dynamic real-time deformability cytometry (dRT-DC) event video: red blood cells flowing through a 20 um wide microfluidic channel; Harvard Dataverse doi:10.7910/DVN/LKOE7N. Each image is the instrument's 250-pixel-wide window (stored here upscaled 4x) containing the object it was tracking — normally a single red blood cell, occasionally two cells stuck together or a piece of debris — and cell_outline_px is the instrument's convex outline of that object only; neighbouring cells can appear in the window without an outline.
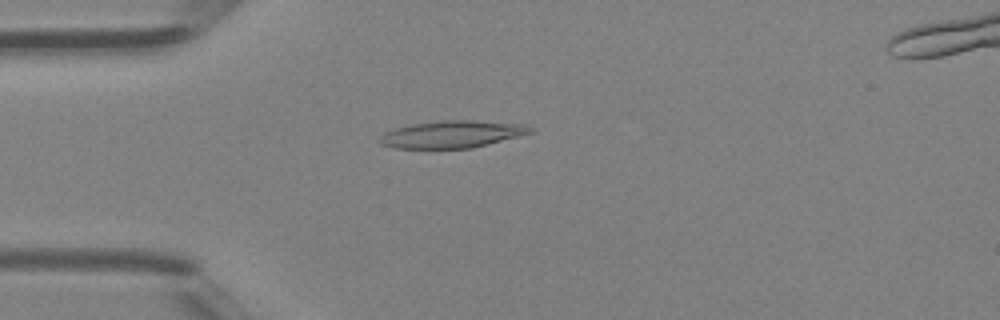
{"species": "Egyptian fruit bat (a non-hibernating species)", "species_latin": "Rousettus aegyptiacus", "temperature_condition": "room temperature", "stored_images_in_passage": 40, "camera_frame_rate_fps": 3000, "um_per_image_px": 0.085, "animal": {"sex": "female"}, "frame": {"image": 1, "passage_image": 6, "time_ms": 1.667, "image_size_px": [1000, 320], "cell_outline_px": [[536, 132], [472, 148], [396, 148], [380, 144], [376, 140], [384, 132], [396, 128], [412, 124], [444, 120], [472, 120], [524, 124], [536, 128]], "centroid_in_image_um": [38.46, 11.41], "position_along_channel_um": 46.5, "area_um2": 24.04}}
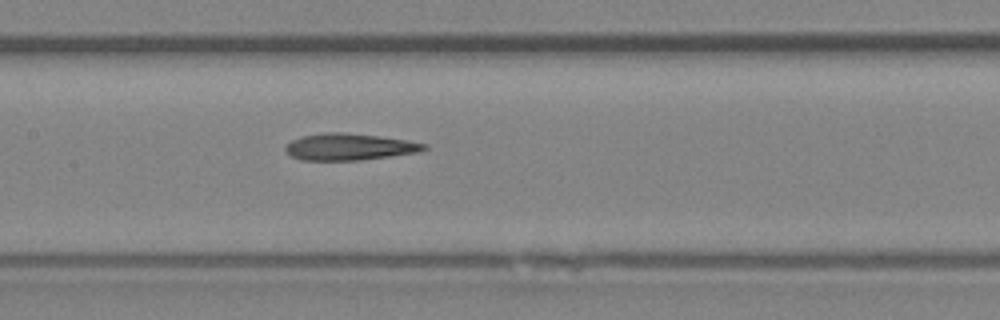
{"frame": {"image": 2, "passage_image": 16, "time_ms": 5.0, "image_size_px": [1000, 320], "cell_outline_px": [[428, 148], [416, 152], [360, 160], [300, 160], [292, 156], [284, 148], [292, 140], [300, 136], [324, 132], [340, 132], [380, 136], [428, 144]], "centroid_in_image_um": [29.66, 12.47], "position_along_channel_um": 177.7, "area_um2": 21.33}}
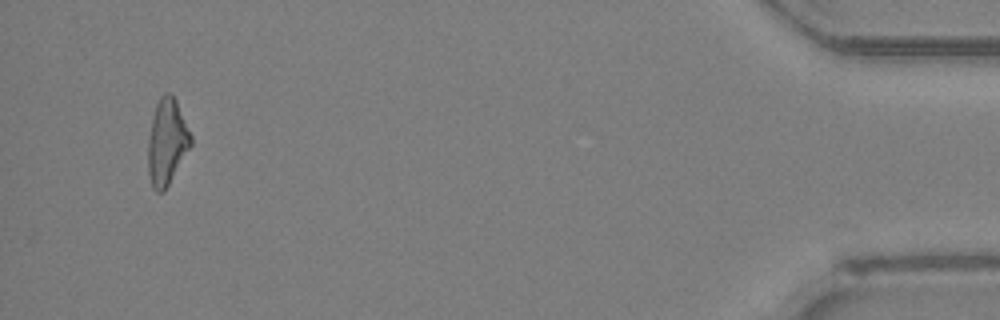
{"frame": {"image": 3, "passage_image": 38, "time_ms": 12.333, "image_size_px": [1000, 320], "cell_outline_px": [[192, 144], [164, 192], [156, 192], [152, 188], [148, 172], [148, 140], [152, 116], [156, 104], [160, 96], [164, 92], [172, 92], [176, 100], [192, 136]], "centroid_in_image_um": [14.18, 12.05], "position_along_channel_um": 421.0, "area_um2": 21.56}, "authors_computed_cell_mechanics": {"area_um2": 21.4438, "velocity_mm_per_s": 4.4127, "shape_relaxation_time_tau1_ms": null, "shape_relaxation_time_tau2_ms": 6.2631, "deformation_change_tau1": null, "deformation_change_tau2": 0.2281}}